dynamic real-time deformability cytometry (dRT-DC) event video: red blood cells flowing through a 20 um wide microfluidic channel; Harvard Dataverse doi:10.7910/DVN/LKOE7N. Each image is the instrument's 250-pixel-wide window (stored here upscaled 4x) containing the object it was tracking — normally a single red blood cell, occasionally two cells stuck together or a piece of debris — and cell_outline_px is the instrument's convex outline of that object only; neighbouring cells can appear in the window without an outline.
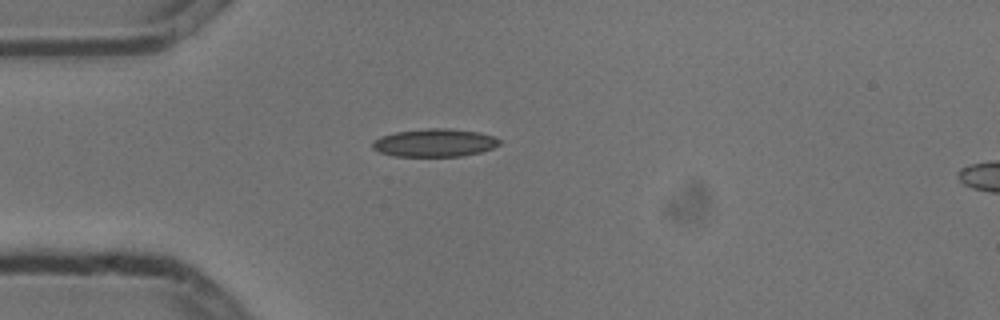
{"species": "common noctule bat (a hibernating species)", "species_latin": "Nyctalus noctula", "temperature_condition": "cold", "stored_images_in_passage": 2, "camera_frame_rate_fps": 3000, "um_per_image_px": 0.085, "animal": {"sex": "male", "body_mass_g": 13.3}, "frame": {"image": 1, "passage_image": 1, "time_ms": 0.0, "image_size_px": [1000, 320], "cell_outline_px": [[500, 144], [492, 148], [480, 152], [464, 156], [392, 156], [380, 152], [372, 148], [372, 140], [380, 136], [396, 132], [424, 128], [448, 128], [476, 132], [492, 136], [500, 140]], "centroid_in_image_um": [36.9, 12.14], "position_along_channel_um": 48.1, "area_um2": 20.69}}